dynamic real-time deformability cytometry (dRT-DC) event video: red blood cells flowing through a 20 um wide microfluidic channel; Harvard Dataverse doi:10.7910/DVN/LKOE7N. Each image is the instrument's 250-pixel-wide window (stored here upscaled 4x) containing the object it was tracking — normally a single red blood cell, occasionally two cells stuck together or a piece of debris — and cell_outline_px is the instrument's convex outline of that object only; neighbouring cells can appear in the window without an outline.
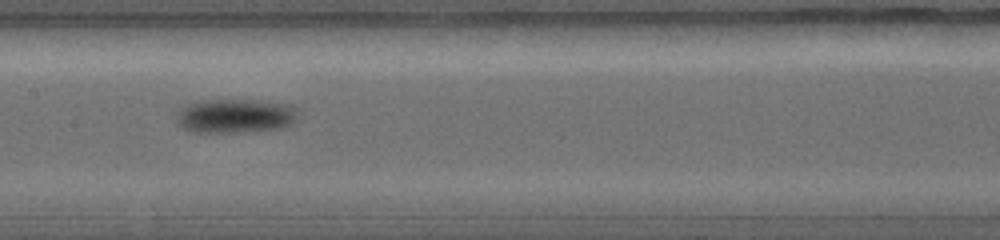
{"species": "common noctule bat (a hibernating species)", "species_latin": "Nyctalus noctula", "temperature_condition": "warm", "stored_images_in_passage": 14, "camera_frame_rate_fps": 5000, "um_per_image_px": 0.085, "animal": {"sex": "female", "body_mass_g": 19.0, "forearm_length_mm": 56.7}, "frame": {"image": 1, "passage_image": 5, "time_ms": 2.8, "image_size_px": [1000, 240], "cell_outline_px": [[296, 120], [292, 124], [284, 128], [244, 132], [192, 132], [184, 128], [180, 124], [176, 116], [188, 104], [200, 100], [252, 100], [284, 104], [292, 108], [296, 112]], "centroid_in_image_um": [20.0, 9.87], "position_along_channel_um": 187.4, "area_um2": 23.76}}
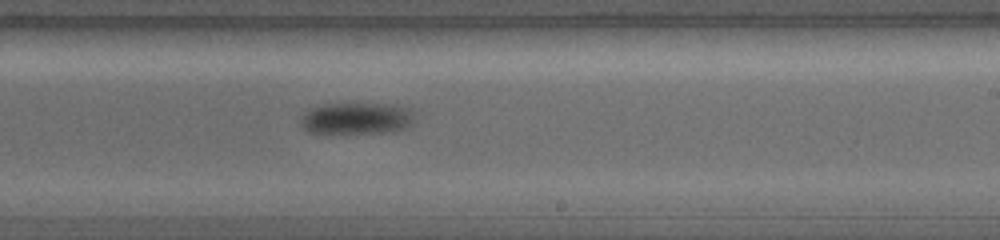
{"frame": {"image": 2, "passage_image": 7, "time_ms": 4.0, "image_size_px": [1000, 240], "cell_outline_px": [[412, 124], [404, 128], [392, 132], [308, 132], [304, 128], [300, 120], [312, 108], [324, 104], [388, 104], [408, 108], [412, 112]], "centroid_in_image_um": [30.34, 10.06], "position_along_channel_um": 258.7, "area_um2": 20.35}}
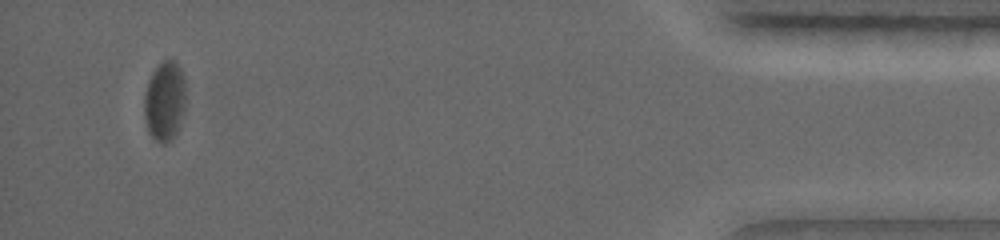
{"frame": {"image": 3, "passage_image": 13, "time_ms": 8.2, "image_size_px": [1000, 240], "cell_outline_px": [[184, 108], [176, 132], [164, 144], [160, 144], [148, 132], [144, 120], [144, 92], [148, 80], [152, 72], [164, 60], [176, 60], [180, 68], [184, 80]], "centroid_in_image_um": [13.96, 8.58], "position_along_channel_um": 421.2, "area_um2": 19.07}}